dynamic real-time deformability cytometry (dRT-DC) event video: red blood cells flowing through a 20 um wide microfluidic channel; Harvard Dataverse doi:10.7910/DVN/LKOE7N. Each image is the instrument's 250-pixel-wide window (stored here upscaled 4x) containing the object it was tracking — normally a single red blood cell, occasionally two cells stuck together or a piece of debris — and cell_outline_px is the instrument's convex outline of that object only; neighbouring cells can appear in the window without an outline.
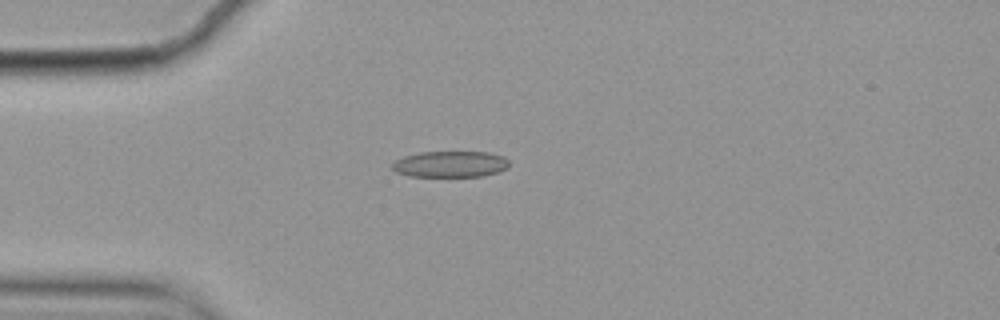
{"species": "common noctule bat (a hibernating species)", "species_latin": "Nyctalus noctula", "temperature_condition": "cold", "stored_images_in_passage": 45, "camera_frame_rate_fps": 3000, "um_per_image_px": 0.085, "animal": {"sex": "female", "body_mass_g": 19.9}, "frame": {"image": 1, "passage_image": 3, "time_ms": 0.667, "image_size_px": [1000, 320], "cell_outline_px": [[508, 168], [484, 176], [408, 176], [396, 172], [392, 168], [392, 164], [396, 160], [404, 156], [420, 152], [488, 152], [504, 156], [508, 160]], "centroid_in_image_um": [38.28, 13.95], "position_along_channel_um": 46.7, "area_um2": 17.8}}
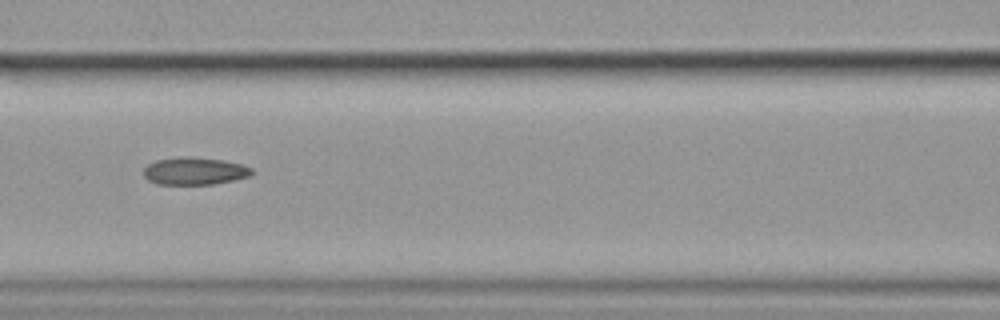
{"frame": {"image": 2, "passage_image": 13, "time_ms": 4.0, "image_size_px": [1000, 320], "cell_outline_px": [[256, 172], [252, 176], [212, 184], [156, 184], [148, 180], [144, 176], [144, 168], [148, 164], [156, 160], [184, 156], [188, 156], [220, 160], [244, 164], [252, 168]], "centroid_in_image_um": [16.57, 14.54], "position_along_channel_um": 150.0, "area_um2": 17.4}}
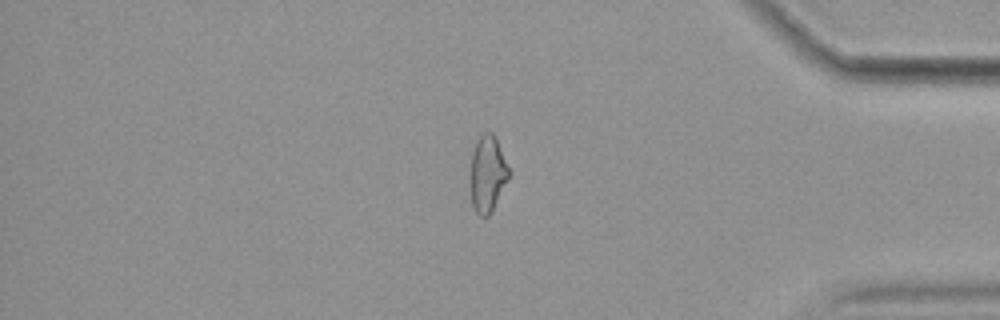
{"frame": {"image": 3, "passage_image": 36, "time_ms": 11.667, "image_size_px": [1000, 320], "cell_outline_px": [[512, 172], [488, 216], [480, 216], [476, 212], [472, 204], [472, 152], [480, 136], [484, 132], [492, 132]], "centroid_in_image_um": [41.48, 14.76], "position_along_channel_um": 393.7, "area_um2": 16.53}, "authors_computed_cell_mechanics": {"area_um2": 17.34, "velocity_mm_per_s": 3.5366, "shape_relaxation_time_tau1_ms": null, "shape_relaxation_time_tau2_ms": 5.3108, "deformation_change_tau1": null, "deformation_change_tau2": 0.1262}}